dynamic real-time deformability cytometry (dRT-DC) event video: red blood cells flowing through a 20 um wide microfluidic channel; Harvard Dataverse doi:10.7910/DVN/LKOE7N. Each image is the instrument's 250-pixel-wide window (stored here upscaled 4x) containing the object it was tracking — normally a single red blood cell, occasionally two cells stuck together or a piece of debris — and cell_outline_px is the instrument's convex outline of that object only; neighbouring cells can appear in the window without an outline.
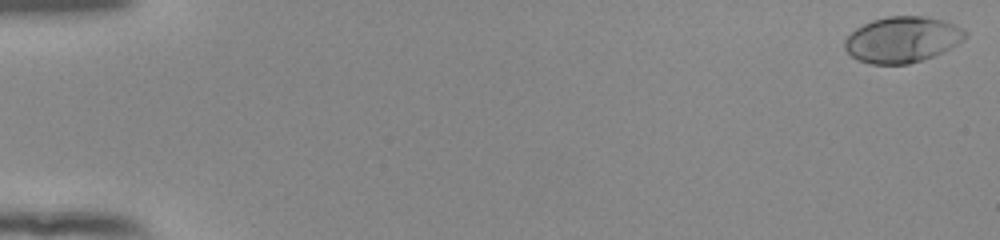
{"species": "human", "species_latin": "Homo sapiens", "temperature_condition": "room temperature", "stored_images_in_passage": 54, "camera_frame_rate_fps": 3000, "um_per_image_px": 0.085, "donor": {"sex": "female"}, "frame": {"image": 1, "passage_image": 1, "time_ms": 0.0, "image_size_px": [1000, 240], "cell_outline_px": [[968, 36], [964, 40], [932, 56], [908, 64], [872, 64], [856, 60], [844, 48], [844, 40], [856, 28], [872, 20], [888, 16], [924, 16], [944, 20], [956, 24], [964, 28], [968, 32]], "centroid_in_image_um": [76.7, 3.35], "position_along_channel_um": 8.3, "area_um2": 32.25}}
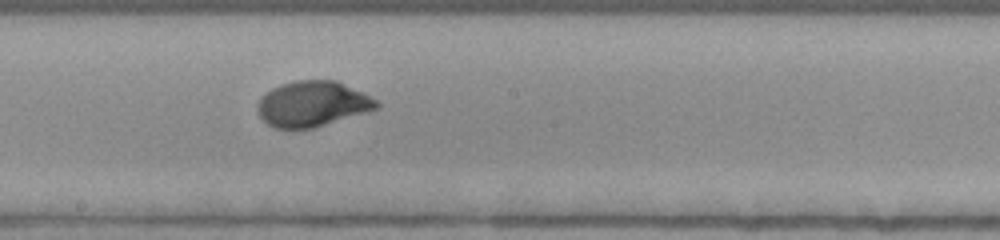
{"frame": {"image": 2, "passage_image": 31, "time_ms": 10.0, "image_size_px": [1000, 240], "cell_outline_px": [[380, 104], [376, 108], [368, 112], [312, 128], [272, 128], [260, 116], [256, 108], [260, 100], [272, 88], [280, 84], [296, 80], [336, 80], [376, 100]], "centroid_in_image_um": [26.54, 8.83], "position_along_channel_um": 221.7, "area_um2": 31.1}}
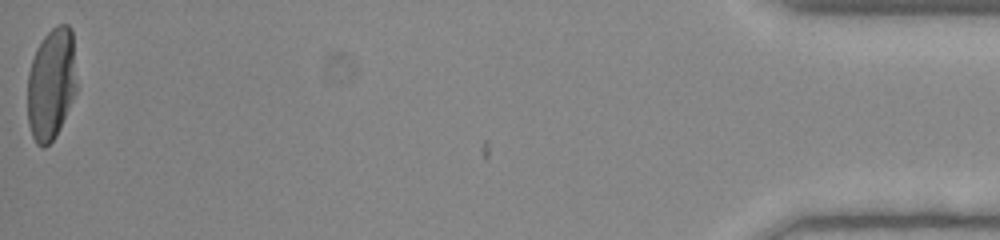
{"frame": {"image": 3, "passage_image": 54, "time_ms": 17.667, "image_size_px": [1000, 240], "cell_outline_px": [[76, 92], [60, 128], [56, 136], [44, 148], [36, 144], [32, 136], [28, 124], [28, 72], [36, 48], [44, 36], [56, 24], [68, 24], [72, 28], [76, 84]], "centroid_in_image_um": [4.35, 7.13], "position_along_channel_um": 430.8, "area_um2": 32.14}, "authors_computed_cell_mechanics": {"area_um2": 31.5299, "velocity_mm_per_s": 3.8908, "shape_relaxation_time_tau1_ms": 3.3361, "shape_relaxation_time_tau2_ms": null, "deformation_change_tau1": 0.189, "deformation_change_tau2": null}}